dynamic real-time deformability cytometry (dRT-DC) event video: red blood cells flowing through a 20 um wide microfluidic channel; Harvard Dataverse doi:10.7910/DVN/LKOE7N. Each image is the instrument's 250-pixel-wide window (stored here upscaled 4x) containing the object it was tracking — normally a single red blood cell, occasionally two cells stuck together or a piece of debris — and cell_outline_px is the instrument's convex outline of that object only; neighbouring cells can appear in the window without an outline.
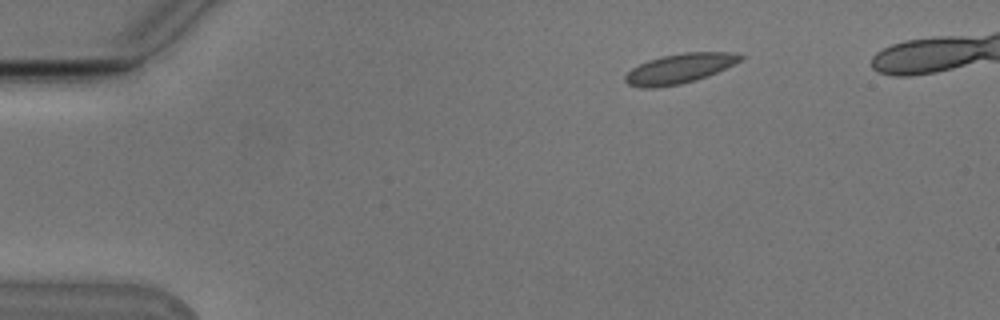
{"species": "Egyptian fruit bat (a non-hibernating species)", "species_latin": "Rousettus aegyptiacus", "temperature_condition": "cold", "stored_images_in_passage": 44, "camera_frame_rate_fps": 3000, "um_per_image_px": 0.085, "animal": {"sex": "male"}, "frame": {"image": 1, "passage_image": 2, "time_ms": 0.333, "image_size_px": [1000, 320], "cell_outline_px": [[748, 56], [744, 60], [708, 76], [696, 80], [680, 84], [656, 88], [644, 88], [628, 84], [624, 80], [624, 76], [632, 68], [648, 60], [660, 56], [684, 52], [736, 52]], "centroid_in_image_um": [57.82, 5.81], "position_along_channel_um": 27.2, "area_um2": 20.29}}
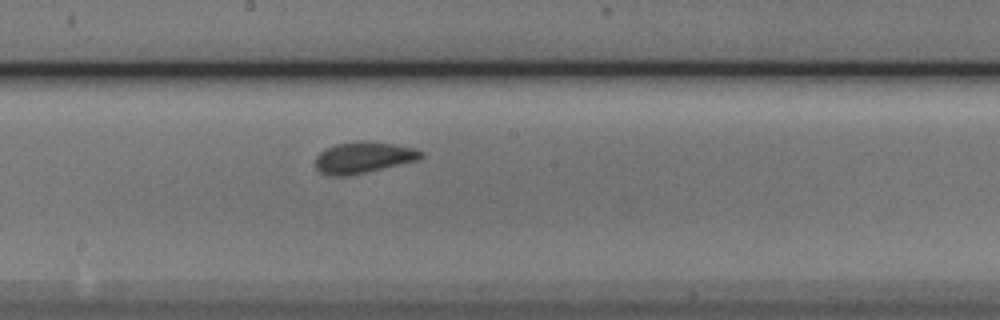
{"frame": {"image": 2, "passage_image": 23, "time_ms": 7.333, "image_size_px": [1000, 320], "cell_outline_px": [[424, 156], [420, 160], [368, 172], [348, 176], [328, 176], [320, 172], [316, 168], [316, 156], [324, 148], [336, 144], [356, 140], [368, 140], [392, 144], [412, 148], [424, 152]], "centroid_in_image_um": [30.88, 13.39], "position_along_channel_um": 217.3, "area_um2": 19.65}}
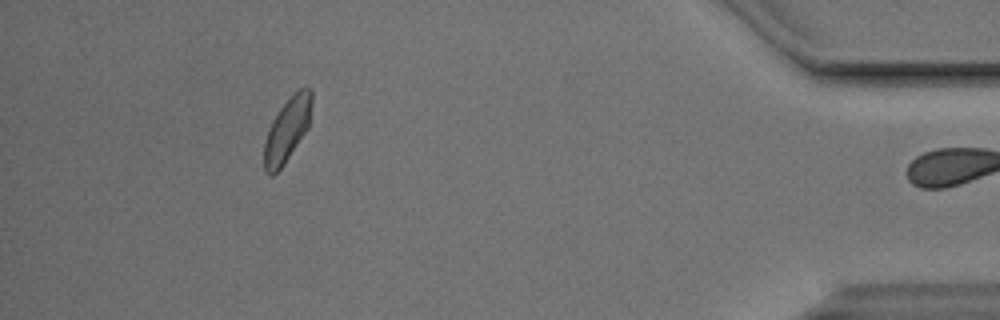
{"frame": {"image": 3, "passage_image": 43, "time_ms": 14.0, "image_size_px": [1000, 320], "cell_outline_px": [[312, 104], [308, 128], [284, 164], [272, 176], [268, 176], [264, 168], [264, 144], [272, 120], [280, 108], [292, 92], [300, 88], [312, 88]], "centroid_in_image_um": [24.42, 11.0], "position_along_channel_um": 410.8, "area_um2": 17.74}}